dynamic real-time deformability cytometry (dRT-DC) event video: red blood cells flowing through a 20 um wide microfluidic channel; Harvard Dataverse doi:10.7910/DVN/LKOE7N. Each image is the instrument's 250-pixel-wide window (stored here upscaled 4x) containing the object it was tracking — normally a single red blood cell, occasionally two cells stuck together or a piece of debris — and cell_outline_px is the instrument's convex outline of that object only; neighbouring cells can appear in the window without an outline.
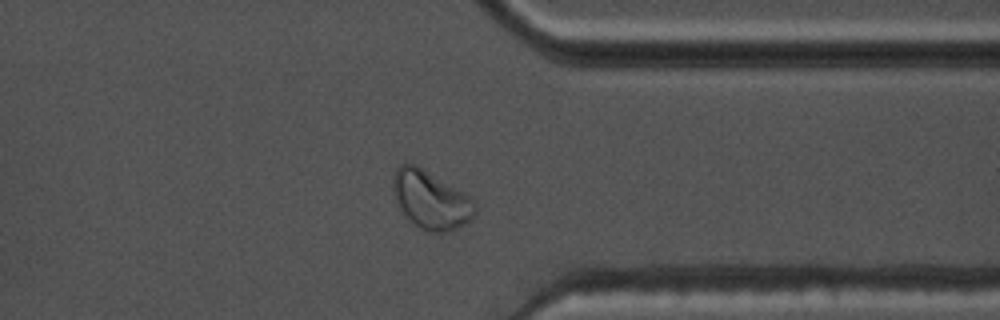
{"species": "common noctule bat (a hibernating species)", "species_latin": "Nyctalus noctula", "temperature_condition": "warm", "stored_images_in_passage": 48, "camera_frame_rate_fps": 3000, "um_per_image_px": 0.085, "animal": {"sex": "male", "body_mass_g": 17.5, "forearm_length_mm": 52.3}, "frame": {"image": 1, "passage_image": 41, "time_ms": 13.333, "image_size_px": [1000, 320], "cell_outline_px": [[476, 212], [472, 220], [448, 232], [436, 232], [420, 228], [404, 216], [396, 200], [392, 188], [392, 176], [396, 168], [400, 164], [416, 164], [476, 200]], "centroid_in_image_um": [36.62, 16.98], "position_along_channel_um": 374.8, "area_um2": 27.8}}